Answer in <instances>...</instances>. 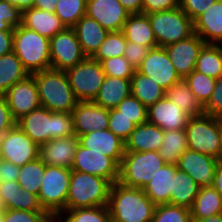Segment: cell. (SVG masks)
Segmentation results:
<instances>
[{
    "instance_id": "obj_1",
    "label": "cell",
    "mask_w": 222,
    "mask_h": 222,
    "mask_svg": "<svg viewBox=\"0 0 222 222\" xmlns=\"http://www.w3.org/2000/svg\"><path fill=\"white\" fill-rule=\"evenodd\" d=\"M16 125L38 146L51 139L75 135L72 113L51 112L44 107L22 116Z\"/></svg>"
},
{
    "instance_id": "obj_2",
    "label": "cell",
    "mask_w": 222,
    "mask_h": 222,
    "mask_svg": "<svg viewBox=\"0 0 222 222\" xmlns=\"http://www.w3.org/2000/svg\"><path fill=\"white\" fill-rule=\"evenodd\" d=\"M155 207L143 189L112 184L108 201L111 222H151Z\"/></svg>"
},
{
    "instance_id": "obj_3",
    "label": "cell",
    "mask_w": 222,
    "mask_h": 222,
    "mask_svg": "<svg viewBox=\"0 0 222 222\" xmlns=\"http://www.w3.org/2000/svg\"><path fill=\"white\" fill-rule=\"evenodd\" d=\"M31 75L37 84L41 107L51 112L72 113L79 101L65 71L50 68Z\"/></svg>"
},
{
    "instance_id": "obj_4",
    "label": "cell",
    "mask_w": 222,
    "mask_h": 222,
    "mask_svg": "<svg viewBox=\"0 0 222 222\" xmlns=\"http://www.w3.org/2000/svg\"><path fill=\"white\" fill-rule=\"evenodd\" d=\"M111 186L107 179L71 170L65 210L108 206Z\"/></svg>"
},
{
    "instance_id": "obj_5",
    "label": "cell",
    "mask_w": 222,
    "mask_h": 222,
    "mask_svg": "<svg viewBox=\"0 0 222 222\" xmlns=\"http://www.w3.org/2000/svg\"><path fill=\"white\" fill-rule=\"evenodd\" d=\"M13 52L30 75L51 68L49 39L22 24L14 28Z\"/></svg>"
},
{
    "instance_id": "obj_6",
    "label": "cell",
    "mask_w": 222,
    "mask_h": 222,
    "mask_svg": "<svg viewBox=\"0 0 222 222\" xmlns=\"http://www.w3.org/2000/svg\"><path fill=\"white\" fill-rule=\"evenodd\" d=\"M164 164L157 151L125 152L119 166L118 182L143 189Z\"/></svg>"
},
{
    "instance_id": "obj_7",
    "label": "cell",
    "mask_w": 222,
    "mask_h": 222,
    "mask_svg": "<svg viewBox=\"0 0 222 222\" xmlns=\"http://www.w3.org/2000/svg\"><path fill=\"white\" fill-rule=\"evenodd\" d=\"M188 149L221 161L220 118L203 114L193 116L185 128Z\"/></svg>"
},
{
    "instance_id": "obj_8",
    "label": "cell",
    "mask_w": 222,
    "mask_h": 222,
    "mask_svg": "<svg viewBox=\"0 0 222 222\" xmlns=\"http://www.w3.org/2000/svg\"><path fill=\"white\" fill-rule=\"evenodd\" d=\"M157 45L165 47L194 34V23L180 8L147 14Z\"/></svg>"
},
{
    "instance_id": "obj_9",
    "label": "cell",
    "mask_w": 222,
    "mask_h": 222,
    "mask_svg": "<svg viewBox=\"0 0 222 222\" xmlns=\"http://www.w3.org/2000/svg\"><path fill=\"white\" fill-rule=\"evenodd\" d=\"M70 178L71 169L60 166H45L38 199L43 210L51 217H57L62 211H65Z\"/></svg>"
},
{
    "instance_id": "obj_10",
    "label": "cell",
    "mask_w": 222,
    "mask_h": 222,
    "mask_svg": "<svg viewBox=\"0 0 222 222\" xmlns=\"http://www.w3.org/2000/svg\"><path fill=\"white\" fill-rule=\"evenodd\" d=\"M65 72L78 101H93L106 77L101 63L91 57Z\"/></svg>"
},
{
    "instance_id": "obj_11",
    "label": "cell",
    "mask_w": 222,
    "mask_h": 222,
    "mask_svg": "<svg viewBox=\"0 0 222 222\" xmlns=\"http://www.w3.org/2000/svg\"><path fill=\"white\" fill-rule=\"evenodd\" d=\"M51 68L66 71L78 65L84 55L73 28H65L49 39Z\"/></svg>"
},
{
    "instance_id": "obj_12",
    "label": "cell",
    "mask_w": 222,
    "mask_h": 222,
    "mask_svg": "<svg viewBox=\"0 0 222 222\" xmlns=\"http://www.w3.org/2000/svg\"><path fill=\"white\" fill-rule=\"evenodd\" d=\"M71 170L102 177L112 184L119 180V165L111 157L87 149L80 143Z\"/></svg>"
},
{
    "instance_id": "obj_13",
    "label": "cell",
    "mask_w": 222,
    "mask_h": 222,
    "mask_svg": "<svg viewBox=\"0 0 222 222\" xmlns=\"http://www.w3.org/2000/svg\"><path fill=\"white\" fill-rule=\"evenodd\" d=\"M39 157V146L17 125L4 133L1 144V159L19 167Z\"/></svg>"
},
{
    "instance_id": "obj_14",
    "label": "cell",
    "mask_w": 222,
    "mask_h": 222,
    "mask_svg": "<svg viewBox=\"0 0 222 222\" xmlns=\"http://www.w3.org/2000/svg\"><path fill=\"white\" fill-rule=\"evenodd\" d=\"M136 70L151 78L165 90L181 80L166 49L161 46L151 48Z\"/></svg>"
},
{
    "instance_id": "obj_15",
    "label": "cell",
    "mask_w": 222,
    "mask_h": 222,
    "mask_svg": "<svg viewBox=\"0 0 222 222\" xmlns=\"http://www.w3.org/2000/svg\"><path fill=\"white\" fill-rule=\"evenodd\" d=\"M4 97L16 121L41 107L37 84L32 75L10 87Z\"/></svg>"
},
{
    "instance_id": "obj_16",
    "label": "cell",
    "mask_w": 222,
    "mask_h": 222,
    "mask_svg": "<svg viewBox=\"0 0 222 222\" xmlns=\"http://www.w3.org/2000/svg\"><path fill=\"white\" fill-rule=\"evenodd\" d=\"M205 44L204 40L194 33L187 39L180 40L164 47L181 79H185L195 70L197 58Z\"/></svg>"
},
{
    "instance_id": "obj_17",
    "label": "cell",
    "mask_w": 222,
    "mask_h": 222,
    "mask_svg": "<svg viewBox=\"0 0 222 222\" xmlns=\"http://www.w3.org/2000/svg\"><path fill=\"white\" fill-rule=\"evenodd\" d=\"M86 15L108 32H118L122 31L131 14L119 0H87Z\"/></svg>"
},
{
    "instance_id": "obj_18",
    "label": "cell",
    "mask_w": 222,
    "mask_h": 222,
    "mask_svg": "<svg viewBox=\"0 0 222 222\" xmlns=\"http://www.w3.org/2000/svg\"><path fill=\"white\" fill-rule=\"evenodd\" d=\"M221 161L187 149L176 163L177 169L189 174L194 181L201 187L211 186L216 168Z\"/></svg>"
},
{
    "instance_id": "obj_19",
    "label": "cell",
    "mask_w": 222,
    "mask_h": 222,
    "mask_svg": "<svg viewBox=\"0 0 222 222\" xmlns=\"http://www.w3.org/2000/svg\"><path fill=\"white\" fill-rule=\"evenodd\" d=\"M77 137L95 130L108 129L109 109L93 101H79L72 111Z\"/></svg>"
},
{
    "instance_id": "obj_20",
    "label": "cell",
    "mask_w": 222,
    "mask_h": 222,
    "mask_svg": "<svg viewBox=\"0 0 222 222\" xmlns=\"http://www.w3.org/2000/svg\"><path fill=\"white\" fill-rule=\"evenodd\" d=\"M190 117L166 96L147 108V121L164 131L185 129Z\"/></svg>"
},
{
    "instance_id": "obj_21",
    "label": "cell",
    "mask_w": 222,
    "mask_h": 222,
    "mask_svg": "<svg viewBox=\"0 0 222 222\" xmlns=\"http://www.w3.org/2000/svg\"><path fill=\"white\" fill-rule=\"evenodd\" d=\"M78 145L76 135L51 139L39 146V158L46 165L71 169Z\"/></svg>"
},
{
    "instance_id": "obj_22",
    "label": "cell",
    "mask_w": 222,
    "mask_h": 222,
    "mask_svg": "<svg viewBox=\"0 0 222 222\" xmlns=\"http://www.w3.org/2000/svg\"><path fill=\"white\" fill-rule=\"evenodd\" d=\"M78 139L83 147L111 157L120 166L125 153V142L109 129L91 131Z\"/></svg>"
},
{
    "instance_id": "obj_23",
    "label": "cell",
    "mask_w": 222,
    "mask_h": 222,
    "mask_svg": "<svg viewBox=\"0 0 222 222\" xmlns=\"http://www.w3.org/2000/svg\"><path fill=\"white\" fill-rule=\"evenodd\" d=\"M194 33L206 44L222 45V0H217L194 21Z\"/></svg>"
},
{
    "instance_id": "obj_24",
    "label": "cell",
    "mask_w": 222,
    "mask_h": 222,
    "mask_svg": "<svg viewBox=\"0 0 222 222\" xmlns=\"http://www.w3.org/2000/svg\"><path fill=\"white\" fill-rule=\"evenodd\" d=\"M164 130L148 121L136 126L125 141V152H159Z\"/></svg>"
},
{
    "instance_id": "obj_25",
    "label": "cell",
    "mask_w": 222,
    "mask_h": 222,
    "mask_svg": "<svg viewBox=\"0 0 222 222\" xmlns=\"http://www.w3.org/2000/svg\"><path fill=\"white\" fill-rule=\"evenodd\" d=\"M21 24L48 39L66 28L54 12H47L34 7L22 11Z\"/></svg>"
},
{
    "instance_id": "obj_26",
    "label": "cell",
    "mask_w": 222,
    "mask_h": 222,
    "mask_svg": "<svg viewBox=\"0 0 222 222\" xmlns=\"http://www.w3.org/2000/svg\"><path fill=\"white\" fill-rule=\"evenodd\" d=\"M86 57H93L109 33L95 19L83 16L73 27Z\"/></svg>"
},
{
    "instance_id": "obj_27",
    "label": "cell",
    "mask_w": 222,
    "mask_h": 222,
    "mask_svg": "<svg viewBox=\"0 0 222 222\" xmlns=\"http://www.w3.org/2000/svg\"><path fill=\"white\" fill-rule=\"evenodd\" d=\"M177 170L176 164H164L151 181L143 188L147 197L156 206L170 204L173 178Z\"/></svg>"
},
{
    "instance_id": "obj_28",
    "label": "cell",
    "mask_w": 222,
    "mask_h": 222,
    "mask_svg": "<svg viewBox=\"0 0 222 222\" xmlns=\"http://www.w3.org/2000/svg\"><path fill=\"white\" fill-rule=\"evenodd\" d=\"M130 95V79L106 76L93 102L106 109H113Z\"/></svg>"
},
{
    "instance_id": "obj_29",
    "label": "cell",
    "mask_w": 222,
    "mask_h": 222,
    "mask_svg": "<svg viewBox=\"0 0 222 222\" xmlns=\"http://www.w3.org/2000/svg\"><path fill=\"white\" fill-rule=\"evenodd\" d=\"M122 32L127 41L145 45L150 49L158 46L147 14H131Z\"/></svg>"
},
{
    "instance_id": "obj_30",
    "label": "cell",
    "mask_w": 222,
    "mask_h": 222,
    "mask_svg": "<svg viewBox=\"0 0 222 222\" xmlns=\"http://www.w3.org/2000/svg\"><path fill=\"white\" fill-rule=\"evenodd\" d=\"M200 188L189 174L177 170L173 178L170 204L190 209Z\"/></svg>"
},
{
    "instance_id": "obj_31",
    "label": "cell",
    "mask_w": 222,
    "mask_h": 222,
    "mask_svg": "<svg viewBox=\"0 0 222 222\" xmlns=\"http://www.w3.org/2000/svg\"><path fill=\"white\" fill-rule=\"evenodd\" d=\"M222 213V195L212 186H203L190 208L191 219H202Z\"/></svg>"
},
{
    "instance_id": "obj_32",
    "label": "cell",
    "mask_w": 222,
    "mask_h": 222,
    "mask_svg": "<svg viewBox=\"0 0 222 222\" xmlns=\"http://www.w3.org/2000/svg\"><path fill=\"white\" fill-rule=\"evenodd\" d=\"M131 95L136 97L145 107H150L165 96L166 90L148 76L135 70L130 79Z\"/></svg>"
},
{
    "instance_id": "obj_33",
    "label": "cell",
    "mask_w": 222,
    "mask_h": 222,
    "mask_svg": "<svg viewBox=\"0 0 222 222\" xmlns=\"http://www.w3.org/2000/svg\"><path fill=\"white\" fill-rule=\"evenodd\" d=\"M29 75L13 51L0 56V95H4L10 87Z\"/></svg>"
},
{
    "instance_id": "obj_34",
    "label": "cell",
    "mask_w": 222,
    "mask_h": 222,
    "mask_svg": "<svg viewBox=\"0 0 222 222\" xmlns=\"http://www.w3.org/2000/svg\"><path fill=\"white\" fill-rule=\"evenodd\" d=\"M165 96L191 117L204 114L202 105L198 102L184 79L174 83L169 89H167Z\"/></svg>"
},
{
    "instance_id": "obj_35",
    "label": "cell",
    "mask_w": 222,
    "mask_h": 222,
    "mask_svg": "<svg viewBox=\"0 0 222 222\" xmlns=\"http://www.w3.org/2000/svg\"><path fill=\"white\" fill-rule=\"evenodd\" d=\"M187 149L185 129L164 131L159 154L166 164H176Z\"/></svg>"
},
{
    "instance_id": "obj_36",
    "label": "cell",
    "mask_w": 222,
    "mask_h": 222,
    "mask_svg": "<svg viewBox=\"0 0 222 222\" xmlns=\"http://www.w3.org/2000/svg\"><path fill=\"white\" fill-rule=\"evenodd\" d=\"M195 71L214 79L222 76V45L205 44L197 58Z\"/></svg>"
},
{
    "instance_id": "obj_37",
    "label": "cell",
    "mask_w": 222,
    "mask_h": 222,
    "mask_svg": "<svg viewBox=\"0 0 222 222\" xmlns=\"http://www.w3.org/2000/svg\"><path fill=\"white\" fill-rule=\"evenodd\" d=\"M46 164L38 157L20 167L18 183L22 189L38 196Z\"/></svg>"
},
{
    "instance_id": "obj_38",
    "label": "cell",
    "mask_w": 222,
    "mask_h": 222,
    "mask_svg": "<svg viewBox=\"0 0 222 222\" xmlns=\"http://www.w3.org/2000/svg\"><path fill=\"white\" fill-rule=\"evenodd\" d=\"M65 213L67 216L64 219L63 214L66 215ZM57 218L60 222H111L108 206L65 210Z\"/></svg>"
},
{
    "instance_id": "obj_39",
    "label": "cell",
    "mask_w": 222,
    "mask_h": 222,
    "mask_svg": "<svg viewBox=\"0 0 222 222\" xmlns=\"http://www.w3.org/2000/svg\"><path fill=\"white\" fill-rule=\"evenodd\" d=\"M87 0H58L55 14L66 28H72L86 15Z\"/></svg>"
},
{
    "instance_id": "obj_40",
    "label": "cell",
    "mask_w": 222,
    "mask_h": 222,
    "mask_svg": "<svg viewBox=\"0 0 222 222\" xmlns=\"http://www.w3.org/2000/svg\"><path fill=\"white\" fill-rule=\"evenodd\" d=\"M184 80L198 102L204 107L211 98L217 79L194 70Z\"/></svg>"
},
{
    "instance_id": "obj_41",
    "label": "cell",
    "mask_w": 222,
    "mask_h": 222,
    "mask_svg": "<svg viewBox=\"0 0 222 222\" xmlns=\"http://www.w3.org/2000/svg\"><path fill=\"white\" fill-rule=\"evenodd\" d=\"M126 45L127 39L122 31L109 32L92 58L101 62L111 57L123 56Z\"/></svg>"
},
{
    "instance_id": "obj_42",
    "label": "cell",
    "mask_w": 222,
    "mask_h": 222,
    "mask_svg": "<svg viewBox=\"0 0 222 222\" xmlns=\"http://www.w3.org/2000/svg\"><path fill=\"white\" fill-rule=\"evenodd\" d=\"M190 209L172 204L157 205L151 222H189Z\"/></svg>"
},
{
    "instance_id": "obj_43",
    "label": "cell",
    "mask_w": 222,
    "mask_h": 222,
    "mask_svg": "<svg viewBox=\"0 0 222 222\" xmlns=\"http://www.w3.org/2000/svg\"><path fill=\"white\" fill-rule=\"evenodd\" d=\"M121 115L130 119L136 126L147 122V107H145L136 97L130 95L124 98L116 107Z\"/></svg>"
},
{
    "instance_id": "obj_44",
    "label": "cell",
    "mask_w": 222,
    "mask_h": 222,
    "mask_svg": "<svg viewBox=\"0 0 222 222\" xmlns=\"http://www.w3.org/2000/svg\"><path fill=\"white\" fill-rule=\"evenodd\" d=\"M100 63L105 75L111 77L131 79L136 70L124 56L111 57Z\"/></svg>"
},
{
    "instance_id": "obj_45",
    "label": "cell",
    "mask_w": 222,
    "mask_h": 222,
    "mask_svg": "<svg viewBox=\"0 0 222 222\" xmlns=\"http://www.w3.org/2000/svg\"><path fill=\"white\" fill-rule=\"evenodd\" d=\"M136 125L130 119L121 115L116 108L109 109L108 129L112 131L122 141H126Z\"/></svg>"
},
{
    "instance_id": "obj_46",
    "label": "cell",
    "mask_w": 222,
    "mask_h": 222,
    "mask_svg": "<svg viewBox=\"0 0 222 222\" xmlns=\"http://www.w3.org/2000/svg\"><path fill=\"white\" fill-rule=\"evenodd\" d=\"M50 218L46 211L6 209L3 212V222H47Z\"/></svg>"
},
{
    "instance_id": "obj_47",
    "label": "cell",
    "mask_w": 222,
    "mask_h": 222,
    "mask_svg": "<svg viewBox=\"0 0 222 222\" xmlns=\"http://www.w3.org/2000/svg\"><path fill=\"white\" fill-rule=\"evenodd\" d=\"M22 11L7 0H0V31L14 30L21 25Z\"/></svg>"
},
{
    "instance_id": "obj_48",
    "label": "cell",
    "mask_w": 222,
    "mask_h": 222,
    "mask_svg": "<svg viewBox=\"0 0 222 222\" xmlns=\"http://www.w3.org/2000/svg\"><path fill=\"white\" fill-rule=\"evenodd\" d=\"M22 188L18 181L0 182V196L3 198L7 209L17 210L19 192Z\"/></svg>"
},
{
    "instance_id": "obj_49",
    "label": "cell",
    "mask_w": 222,
    "mask_h": 222,
    "mask_svg": "<svg viewBox=\"0 0 222 222\" xmlns=\"http://www.w3.org/2000/svg\"><path fill=\"white\" fill-rule=\"evenodd\" d=\"M203 110L206 115L222 118V76L216 80L211 98Z\"/></svg>"
},
{
    "instance_id": "obj_50",
    "label": "cell",
    "mask_w": 222,
    "mask_h": 222,
    "mask_svg": "<svg viewBox=\"0 0 222 222\" xmlns=\"http://www.w3.org/2000/svg\"><path fill=\"white\" fill-rule=\"evenodd\" d=\"M217 0H179V7L194 21Z\"/></svg>"
},
{
    "instance_id": "obj_51",
    "label": "cell",
    "mask_w": 222,
    "mask_h": 222,
    "mask_svg": "<svg viewBox=\"0 0 222 222\" xmlns=\"http://www.w3.org/2000/svg\"><path fill=\"white\" fill-rule=\"evenodd\" d=\"M149 50L150 48L145 45L127 41L123 56L134 67V69H137L142 60L147 56Z\"/></svg>"
},
{
    "instance_id": "obj_52",
    "label": "cell",
    "mask_w": 222,
    "mask_h": 222,
    "mask_svg": "<svg viewBox=\"0 0 222 222\" xmlns=\"http://www.w3.org/2000/svg\"><path fill=\"white\" fill-rule=\"evenodd\" d=\"M179 0H142V14L176 9Z\"/></svg>"
},
{
    "instance_id": "obj_53",
    "label": "cell",
    "mask_w": 222,
    "mask_h": 222,
    "mask_svg": "<svg viewBox=\"0 0 222 222\" xmlns=\"http://www.w3.org/2000/svg\"><path fill=\"white\" fill-rule=\"evenodd\" d=\"M17 210L25 211H45L39 203L38 196L22 189L19 192Z\"/></svg>"
},
{
    "instance_id": "obj_54",
    "label": "cell",
    "mask_w": 222,
    "mask_h": 222,
    "mask_svg": "<svg viewBox=\"0 0 222 222\" xmlns=\"http://www.w3.org/2000/svg\"><path fill=\"white\" fill-rule=\"evenodd\" d=\"M16 126L4 95H0V133H5Z\"/></svg>"
},
{
    "instance_id": "obj_55",
    "label": "cell",
    "mask_w": 222,
    "mask_h": 222,
    "mask_svg": "<svg viewBox=\"0 0 222 222\" xmlns=\"http://www.w3.org/2000/svg\"><path fill=\"white\" fill-rule=\"evenodd\" d=\"M20 167L0 159V182L16 181L18 179Z\"/></svg>"
},
{
    "instance_id": "obj_56",
    "label": "cell",
    "mask_w": 222,
    "mask_h": 222,
    "mask_svg": "<svg viewBox=\"0 0 222 222\" xmlns=\"http://www.w3.org/2000/svg\"><path fill=\"white\" fill-rule=\"evenodd\" d=\"M13 33L14 30L0 31V56L13 51Z\"/></svg>"
},
{
    "instance_id": "obj_57",
    "label": "cell",
    "mask_w": 222,
    "mask_h": 222,
    "mask_svg": "<svg viewBox=\"0 0 222 222\" xmlns=\"http://www.w3.org/2000/svg\"><path fill=\"white\" fill-rule=\"evenodd\" d=\"M122 6L129 11L130 14L142 13V0H119Z\"/></svg>"
},
{
    "instance_id": "obj_58",
    "label": "cell",
    "mask_w": 222,
    "mask_h": 222,
    "mask_svg": "<svg viewBox=\"0 0 222 222\" xmlns=\"http://www.w3.org/2000/svg\"><path fill=\"white\" fill-rule=\"evenodd\" d=\"M57 1L58 0H34L32 7L47 12H55Z\"/></svg>"
},
{
    "instance_id": "obj_59",
    "label": "cell",
    "mask_w": 222,
    "mask_h": 222,
    "mask_svg": "<svg viewBox=\"0 0 222 222\" xmlns=\"http://www.w3.org/2000/svg\"><path fill=\"white\" fill-rule=\"evenodd\" d=\"M211 186L214 187L222 195V161L216 168Z\"/></svg>"
},
{
    "instance_id": "obj_60",
    "label": "cell",
    "mask_w": 222,
    "mask_h": 222,
    "mask_svg": "<svg viewBox=\"0 0 222 222\" xmlns=\"http://www.w3.org/2000/svg\"><path fill=\"white\" fill-rule=\"evenodd\" d=\"M11 5L17 7L19 10L23 11L27 8L32 7L34 0H7Z\"/></svg>"
},
{
    "instance_id": "obj_61",
    "label": "cell",
    "mask_w": 222,
    "mask_h": 222,
    "mask_svg": "<svg viewBox=\"0 0 222 222\" xmlns=\"http://www.w3.org/2000/svg\"><path fill=\"white\" fill-rule=\"evenodd\" d=\"M194 222H222V213L202 219H191Z\"/></svg>"
},
{
    "instance_id": "obj_62",
    "label": "cell",
    "mask_w": 222,
    "mask_h": 222,
    "mask_svg": "<svg viewBox=\"0 0 222 222\" xmlns=\"http://www.w3.org/2000/svg\"><path fill=\"white\" fill-rule=\"evenodd\" d=\"M6 205L3 198L0 196V213H3L6 210Z\"/></svg>"
},
{
    "instance_id": "obj_63",
    "label": "cell",
    "mask_w": 222,
    "mask_h": 222,
    "mask_svg": "<svg viewBox=\"0 0 222 222\" xmlns=\"http://www.w3.org/2000/svg\"><path fill=\"white\" fill-rule=\"evenodd\" d=\"M220 136H221V161H222V118H220Z\"/></svg>"
},
{
    "instance_id": "obj_64",
    "label": "cell",
    "mask_w": 222,
    "mask_h": 222,
    "mask_svg": "<svg viewBox=\"0 0 222 222\" xmlns=\"http://www.w3.org/2000/svg\"><path fill=\"white\" fill-rule=\"evenodd\" d=\"M3 133H0V159H1V144H2V139H3Z\"/></svg>"
},
{
    "instance_id": "obj_65",
    "label": "cell",
    "mask_w": 222,
    "mask_h": 222,
    "mask_svg": "<svg viewBox=\"0 0 222 222\" xmlns=\"http://www.w3.org/2000/svg\"><path fill=\"white\" fill-rule=\"evenodd\" d=\"M0 222H3V213H0Z\"/></svg>"
},
{
    "instance_id": "obj_66",
    "label": "cell",
    "mask_w": 222,
    "mask_h": 222,
    "mask_svg": "<svg viewBox=\"0 0 222 222\" xmlns=\"http://www.w3.org/2000/svg\"><path fill=\"white\" fill-rule=\"evenodd\" d=\"M47 222H54V217H51Z\"/></svg>"
},
{
    "instance_id": "obj_67",
    "label": "cell",
    "mask_w": 222,
    "mask_h": 222,
    "mask_svg": "<svg viewBox=\"0 0 222 222\" xmlns=\"http://www.w3.org/2000/svg\"><path fill=\"white\" fill-rule=\"evenodd\" d=\"M54 222H60L57 217H54Z\"/></svg>"
}]
</instances>
